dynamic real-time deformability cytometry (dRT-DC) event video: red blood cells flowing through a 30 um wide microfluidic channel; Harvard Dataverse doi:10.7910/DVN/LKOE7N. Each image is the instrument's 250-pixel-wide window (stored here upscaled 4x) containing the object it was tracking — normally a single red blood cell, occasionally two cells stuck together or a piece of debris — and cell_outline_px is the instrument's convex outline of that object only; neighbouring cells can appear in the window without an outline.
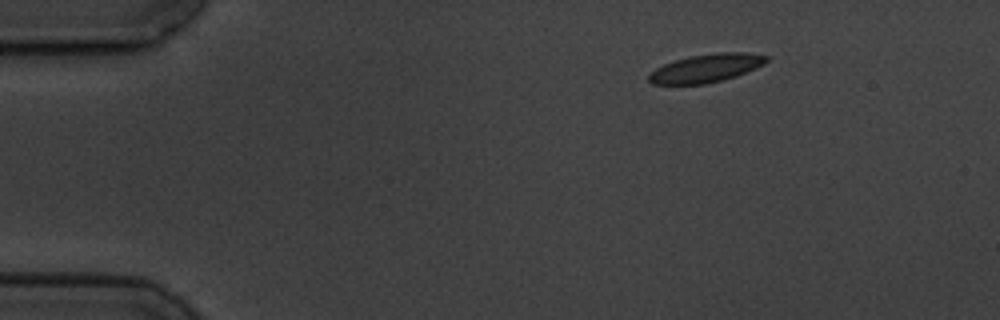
{"species": "common noctule bat (a hibernating species)", "species_latin": "Nyctalus noctula", "temperature_condition": "cold", "stored_images_in_passage": 8, "camera_frame_rate_fps": 3000, "um_per_image_px": 0.085, "animal": {"sex": "male", "body_mass_g": 19.5, "forearm_length_mm": 54.6}, "frame": {"image": 1, "passage_image": 1, "time_ms": 0.0, "image_size_px": [1000, 320], "cell_outline_px": [[768, 60], [764, 64], [756, 68], [736, 76], [724, 80], [704, 84], [652, 84], [648, 80], [648, 76], [656, 68], [664, 64], [676, 60], [692, 56], [716, 52], [744, 52], [768, 56]], "centroid_in_image_um": [60.04, 5.8], "position_along_channel_um": 25.0, "area_um2": 19.25}}
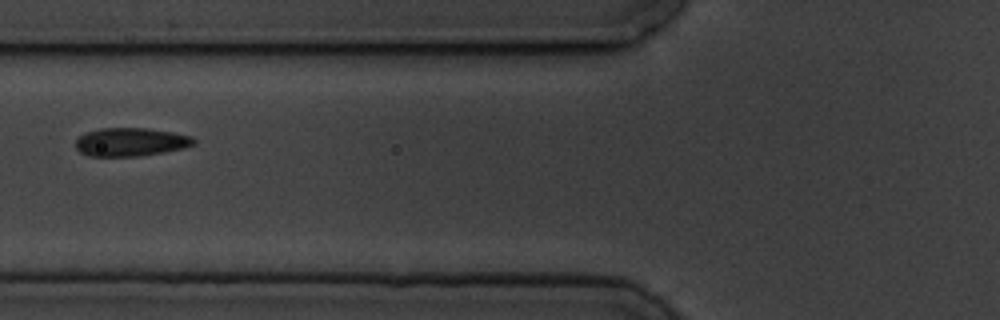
{"frame": {"image": 2, "passage_image": 5, "time_ms": 4.667, "image_size_px": [1000, 320], "cell_outline_px": [[196, 144], [184, 148], [164, 152], [140, 156], [88, 156], [80, 152], [76, 148], [76, 140], [84, 132], [100, 128], [148, 128], [172, 132], [192, 136], [196, 140]], "centroid_in_image_um": [11.12, 12.07], "position_along_channel_um": 114.7, "area_um2": 19.71}}
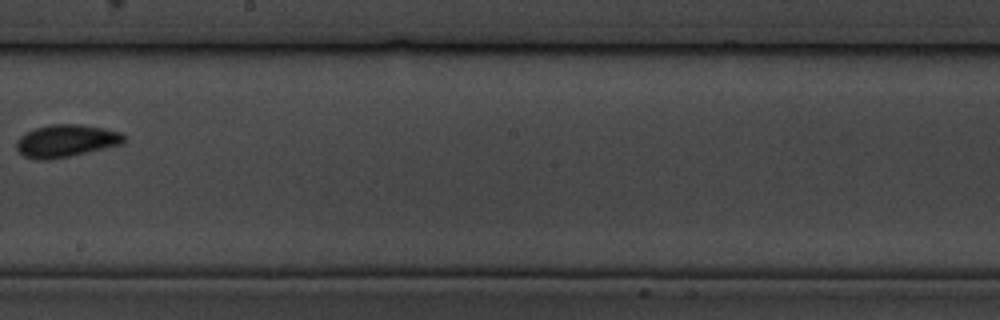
{"frame": {"image": 3, "passage_image": 8, "time_ms": 8.333, "image_size_px": [1000, 320], "cell_outline_px": [[128, 140], [120, 144], [72, 156], [44, 160], [36, 160], [24, 156], [16, 148], [16, 140], [24, 132], [48, 124], [80, 124], [104, 128], [120, 132], [128, 136]], "centroid_in_image_um": [5.62, 11.96], "position_along_channel_um": 242.6, "area_um2": 20.58}}